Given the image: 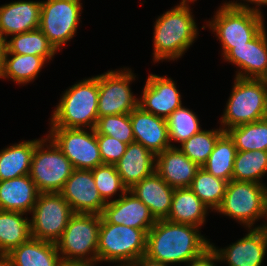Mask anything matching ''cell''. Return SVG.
<instances>
[{
	"mask_svg": "<svg viewBox=\"0 0 267 266\" xmlns=\"http://www.w3.org/2000/svg\"><path fill=\"white\" fill-rule=\"evenodd\" d=\"M199 227L157 220L147 233L146 254L163 264L188 263L210 247Z\"/></svg>",
	"mask_w": 267,
	"mask_h": 266,
	"instance_id": "cell-1",
	"label": "cell"
},
{
	"mask_svg": "<svg viewBox=\"0 0 267 266\" xmlns=\"http://www.w3.org/2000/svg\"><path fill=\"white\" fill-rule=\"evenodd\" d=\"M189 2L195 1L182 0L157 18L153 32L154 62L181 58L197 38L198 28Z\"/></svg>",
	"mask_w": 267,
	"mask_h": 266,
	"instance_id": "cell-2",
	"label": "cell"
},
{
	"mask_svg": "<svg viewBox=\"0 0 267 266\" xmlns=\"http://www.w3.org/2000/svg\"><path fill=\"white\" fill-rule=\"evenodd\" d=\"M98 75L64 91L50 119V127L94 129L98 116Z\"/></svg>",
	"mask_w": 267,
	"mask_h": 266,
	"instance_id": "cell-3",
	"label": "cell"
},
{
	"mask_svg": "<svg viewBox=\"0 0 267 266\" xmlns=\"http://www.w3.org/2000/svg\"><path fill=\"white\" fill-rule=\"evenodd\" d=\"M220 123L222 129L267 118V86L264 79L235 77Z\"/></svg>",
	"mask_w": 267,
	"mask_h": 266,
	"instance_id": "cell-4",
	"label": "cell"
},
{
	"mask_svg": "<svg viewBox=\"0 0 267 266\" xmlns=\"http://www.w3.org/2000/svg\"><path fill=\"white\" fill-rule=\"evenodd\" d=\"M100 225L101 215L74 213L56 242L62 261L96 264Z\"/></svg>",
	"mask_w": 267,
	"mask_h": 266,
	"instance_id": "cell-5",
	"label": "cell"
},
{
	"mask_svg": "<svg viewBox=\"0 0 267 266\" xmlns=\"http://www.w3.org/2000/svg\"><path fill=\"white\" fill-rule=\"evenodd\" d=\"M146 242L147 234L142 229L108 223L101 216L97 264L103 261L119 264L134 263L146 254Z\"/></svg>",
	"mask_w": 267,
	"mask_h": 266,
	"instance_id": "cell-6",
	"label": "cell"
},
{
	"mask_svg": "<svg viewBox=\"0 0 267 266\" xmlns=\"http://www.w3.org/2000/svg\"><path fill=\"white\" fill-rule=\"evenodd\" d=\"M264 16L247 10L229 7L224 3L206 26L221 42L222 55L231 48L245 45L253 40L264 28Z\"/></svg>",
	"mask_w": 267,
	"mask_h": 266,
	"instance_id": "cell-7",
	"label": "cell"
},
{
	"mask_svg": "<svg viewBox=\"0 0 267 266\" xmlns=\"http://www.w3.org/2000/svg\"><path fill=\"white\" fill-rule=\"evenodd\" d=\"M74 170L70 160L50 137L37 142L29 176L40 193L60 192Z\"/></svg>",
	"mask_w": 267,
	"mask_h": 266,
	"instance_id": "cell-8",
	"label": "cell"
},
{
	"mask_svg": "<svg viewBox=\"0 0 267 266\" xmlns=\"http://www.w3.org/2000/svg\"><path fill=\"white\" fill-rule=\"evenodd\" d=\"M266 190L264 184L231 180L227 183L223 200L215 212L253 229L255 221L265 217Z\"/></svg>",
	"mask_w": 267,
	"mask_h": 266,
	"instance_id": "cell-9",
	"label": "cell"
},
{
	"mask_svg": "<svg viewBox=\"0 0 267 266\" xmlns=\"http://www.w3.org/2000/svg\"><path fill=\"white\" fill-rule=\"evenodd\" d=\"M31 213V237L52 243H56L60 239L74 214L71 206L60 192L39 193Z\"/></svg>",
	"mask_w": 267,
	"mask_h": 266,
	"instance_id": "cell-10",
	"label": "cell"
},
{
	"mask_svg": "<svg viewBox=\"0 0 267 266\" xmlns=\"http://www.w3.org/2000/svg\"><path fill=\"white\" fill-rule=\"evenodd\" d=\"M80 0L41 1L39 29L59 51L77 32L82 12Z\"/></svg>",
	"mask_w": 267,
	"mask_h": 266,
	"instance_id": "cell-11",
	"label": "cell"
},
{
	"mask_svg": "<svg viewBox=\"0 0 267 266\" xmlns=\"http://www.w3.org/2000/svg\"><path fill=\"white\" fill-rule=\"evenodd\" d=\"M51 127L50 137L75 169L92 170L103 165L94 129Z\"/></svg>",
	"mask_w": 267,
	"mask_h": 266,
	"instance_id": "cell-12",
	"label": "cell"
},
{
	"mask_svg": "<svg viewBox=\"0 0 267 266\" xmlns=\"http://www.w3.org/2000/svg\"><path fill=\"white\" fill-rule=\"evenodd\" d=\"M136 75L129 68L98 75V116L128 114L139 106L131 92L130 82Z\"/></svg>",
	"mask_w": 267,
	"mask_h": 266,
	"instance_id": "cell-13",
	"label": "cell"
},
{
	"mask_svg": "<svg viewBox=\"0 0 267 266\" xmlns=\"http://www.w3.org/2000/svg\"><path fill=\"white\" fill-rule=\"evenodd\" d=\"M60 193L74 213L101 215L106 205L96 188L92 170L75 169Z\"/></svg>",
	"mask_w": 267,
	"mask_h": 266,
	"instance_id": "cell-14",
	"label": "cell"
},
{
	"mask_svg": "<svg viewBox=\"0 0 267 266\" xmlns=\"http://www.w3.org/2000/svg\"><path fill=\"white\" fill-rule=\"evenodd\" d=\"M243 238L229 247L218 249L213 243L210 247L218 257L219 262L226 261L228 266H263L267 252V232L261 228L248 230Z\"/></svg>",
	"mask_w": 267,
	"mask_h": 266,
	"instance_id": "cell-15",
	"label": "cell"
},
{
	"mask_svg": "<svg viewBox=\"0 0 267 266\" xmlns=\"http://www.w3.org/2000/svg\"><path fill=\"white\" fill-rule=\"evenodd\" d=\"M265 28L245 45L231 48L223 57L240 69L236 77L264 79L267 76V35Z\"/></svg>",
	"mask_w": 267,
	"mask_h": 266,
	"instance_id": "cell-16",
	"label": "cell"
},
{
	"mask_svg": "<svg viewBox=\"0 0 267 266\" xmlns=\"http://www.w3.org/2000/svg\"><path fill=\"white\" fill-rule=\"evenodd\" d=\"M142 91L139 106L155 116L166 119L182 106L181 94L175 82L166 76L149 74Z\"/></svg>",
	"mask_w": 267,
	"mask_h": 266,
	"instance_id": "cell-17",
	"label": "cell"
},
{
	"mask_svg": "<svg viewBox=\"0 0 267 266\" xmlns=\"http://www.w3.org/2000/svg\"><path fill=\"white\" fill-rule=\"evenodd\" d=\"M101 216L108 223L142 229L146 234L157 221L149 208L129 190L106 203Z\"/></svg>",
	"mask_w": 267,
	"mask_h": 266,
	"instance_id": "cell-18",
	"label": "cell"
},
{
	"mask_svg": "<svg viewBox=\"0 0 267 266\" xmlns=\"http://www.w3.org/2000/svg\"><path fill=\"white\" fill-rule=\"evenodd\" d=\"M130 120L135 142L142 144L155 156L169 147H175L170 143L165 118L155 116L138 106L130 112Z\"/></svg>",
	"mask_w": 267,
	"mask_h": 266,
	"instance_id": "cell-19",
	"label": "cell"
},
{
	"mask_svg": "<svg viewBox=\"0 0 267 266\" xmlns=\"http://www.w3.org/2000/svg\"><path fill=\"white\" fill-rule=\"evenodd\" d=\"M200 168L176 146L156 155L155 171L173 188L190 187Z\"/></svg>",
	"mask_w": 267,
	"mask_h": 266,
	"instance_id": "cell-20",
	"label": "cell"
},
{
	"mask_svg": "<svg viewBox=\"0 0 267 266\" xmlns=\"http://www.w3.org/2000/svg\"><path fill=\"white\" fill-rule=\"evenodd\" d=\"M41 1H14L0 6V33L8 36L39 28Z\"/></svg>",
	"mask_w": 267,
	"mask_h": 266,
	"instance_id": "cell-21",
	"label": "cell"
},
{
	"mask_svg": "<svg viewBox=\"0 0 267 266\" xmlns=\"http://www.w3.org/2000/svg\"><path fill=\"white\" fill-rule=\"evenodd\" d=\"M156 156L142 144L133 142L115 164L123 185L129 190L155 172Z\"/></svg>",
	"mask_w": 267,
	"mask_h": 266,
	"instance_id": "cell-22",
	"label": "cell"
},
{
	"mask_svg": "<svg viewBox=\"0 0 267 266\" xmlns=\"http://www.w3.org/2000/svg\"><path fill=\"white\" fill-rule=\"evenodd\" d=\"M174 190L156 171L129 189L149 208L156 220L168 217Z\"/></svg>",
	"mask_w": 267,
	"mask_h": 266,
	"instance_id": "cell-23",
	"label": "cell"
},
{
	"mask_svg": "<svg viewBox=\"0 0 267 266\" xmlns=\"http://www.w3.org/2000/svg\"><path fill=\"white\" fill-rule=\"evenodd\" d=\"M39 193L29 174L0 181V210L31 213Z\"/></svg>",
	"mask_w": 267,
	"mask_h": 266,
	"instance_id": "cell-24",
	"label": "cell"
},
{
	"mask_svg": "<svg viewBox=\"0 0 267 266\" xmlns=\"http://www.w3.org/2000/svg\"><path fill=\"white\" fill-rule=\"evenodd\" d=\"M12 266H61L56 243L30 238L8 254Z\"/></svg>",
	"mask_w": 267,
	"mask_h": 266,
	"instance_id": "cell-25",
	"label": "cell"
},
{
	"mask_svg": "<svg viewBox=\"0 0 267 266\" xmlns=\"http://www.w3.org/2000/svg\"><path fill=\"white\" fill-rule=\"evenodd\" d=\"M207 207L189 187L175 188L171 210L166 220L173 223L190 224L201 228L208 214Z\"/></svg>",
	"mask_w": 267,
	"mask_h": 266,
	"instance_id": "cell-26",
	"label": "cell"
},
{
	"mask_svg": "<svg viewBox=\"0 0 267 266\" xmlns=\"http://www.w3.org/2000/svg\"><path fill=\"white\" fill-rule=\"evenodd\" d=\"M39 140L15 143L0 151V181L29 174L34 149Z\"/></svg>",
	"mask_w": 267,
	"mask_h": 266,
	"instance_id": "cell-27",
	"label": "cell"
},
{
	"mask_svg": "<svg viewBox=\"0 0 267 266\" xmlns=\"http://www.w3.org/2000/svg\"><path fill=\"white\" fill-rule=\"evenodd\" d=\"M24 214L0 210V254H8L31 238L30 220Z\"/></svg>",
	"mask_w": 267,
	"mask_h": 266,
	"instance_id": "cell-28",
	"label": "cell"
},
{
	"mask_svg": "<svg viewBox=\"0 0 267 266\" xmlns=\"http://www.w3.org/2000/svg\"><path fill=\"white\" fill-rule=\"evenodd\" d=\"M237 148L224 132L216 141L207 161L201 166L206 172L227 182L232 180Z\"/></svg>",
	"mask_w": 267,
	"mask_h": 266,
	"instance_id": "cell-29",
	"label": "cell"
},
{
	"mask_svg": "<svg viewBox=\"0 0 267 266\" xmlns=\"http://www.w3.org/2000/svg\"><path fill=\"white\" fill-rule=\"evenodd\" d=\"M6 47V53L41 56L47 61L58 52L39 28L12 35Z\"/></svg>",
	"mask_w": 267,
	"mask_h": 266,
	"instance_id": "cell-30",
	"label": "cell"
},
{
	"mask_svg": "<svg viewBox=\"0 0 267 266\" xmlns=\"http://www.w3.org/2000/svg\"><path fill=\"white\" fill-rule=\"evenodd\" d=\"M47 60L41 56L5 53L4 69L0 78H10L17 84L32 82Z\"/></svg>",
	"mask_w": 267,
	"mask_h": 266,
	"instance_id": "cell-31",
	"label": "cell"
},
{
	"mask_svg": "<svg viewBox=\"0 0 267 266\" xmlns=\"http://www.w3.org/2000/svg\"><path fill=\"white\" fill-rule=\"evenodd\" d=\"M237 151H267V118L241 124L225 131Z\"/></svg>",
	"mask_w": 267,
	"mask_h": 266,
	"instance_id": "cell-32",
	"label": "cell"
},
{
	"mask_svg": "<svg viewBox=\"0 0 267 266\" xmlns=\"http://www.w3.org/2000/svg\"><path fill=\"white\" fill-rule=\"evenodd\" d=\"M267 174V151H237L232 180L262 183Z\"/></svg>",
	"mask_w": 267,
	"mask_h": 266,
	"instance_id": "cell-33",
	"label": "cell"
},
{
	"mask_svg": "<svg viewBox=\"0 0 267 266\" xmlns=\"http://www.w3.org/2000/svg\"><path fill=\"white\" fill-rule=\"evenodd\" d=\"M227 183V181L213 176L201 167L189 188L211 211H216L225 195Z\"/></svg>",
	"mask_w": 267,
	"mask_h": 266,
	"instance_id": "cell-34",
	"label": "cell"
},
{
	"mask_svg": "<svg viewBox=\"0 0 267 266\" xmlns=\"http://www.w3.org/2000/svg\"><path fill=\"white\" fill-rule=\"evenodd\" d=\"M225 131L221 128L212 130H201L188 140L180 144L179 148L191 161L200 167L207 161L213 151L217 139Z\"/></svg>",
	"mask_w": 267,
	"mask_h": 266,
	"instance_id": "cell-35",
	"label": "cell"
},
{
	"mask_svg": "<svg viewBox=\"0 0 267 266\" xmlns=\"http://www.w3.org/2000/svg\"><path fill=\"white\" fill-rule=\"evenodd\" d=\"M170 143L182 144L202 129L197 115L183 105L166 118Z\"/></svg>",
	"mask_w": 267,
	"mask_h": 266,
	"instance_id": "cell-36",
	"label": "cell"
},
{
	"mask_svg": "<svg viewBox=\"0 0 267 266\" xmlns=\"http://www.w3.org/2000/svg\"><path fill=\"white\" fill-rule=\"evenodd\" d=\"M96 134H104L130 144L135 142L130 113L99 117L94 128Z\"/></svg>",
	"mask_w": 267,
	"mask_h": 266,
	"instance_id": "cell-37",
	"label": "cell"
},
{
	"mask_svg": "<svg viewBox=\"0 0 267 266\" xmlns=\"http://www.w3.org/2000/svg\"><path fill=\"white\" fill-rule=\"evenodd\" d=\"M96 188L105 203L119 191V197L123 196L128 189L123 185L121 177L115 165L103 164L92 169ZM110 199V200H109Z\"/></svg>",
	"mask_w": 267,
	"mask_h": 266,
	"instance_id": "cell-38",
	"label": "cell"
},
{
	"mask_svg": "<svg viewBox=\"0 0 267 266\" xmlns=\"http://www.w3.org/2000/svg\"><path fill=\"white\" fill-rule=\"evenodd\" d=\"M97 143L103 164L109 165H115L120 160L128 145L104 134H97Z\"/></svg>",
	"mask_w": 267,
	"mask_h": 266,
	"instance_id": "cell-39",
	"label": "cell"
},
{
	"mask_svg": "<svg viewBox=\"0 0 267 266\" xmlns=\"http://www.w3.org/2000/svg\"><path fill=\"white\" fill-rule=\"evenodd\" d=\"M214 262H219V260L212 248L209 247L200 256L191 259L188 263H186V265L188 264L187 266H216Z\"/></svg>",
	"mask_w": 267,
	"mask_h": 266,
	"instance_id": "cell-40",
	"label": "cell"
},
{
	"mask_svg": "<svg viewBox=\"0 0 267 266\" xmlns=\"http://www.w3.org/2000/svg\"><path fill=\"white\" fill-rule=\"evenodd\" d=\"M244 2H247L244 4L241 3V2H238L237 1H229V2H225L229 7H232V8H235V9H239V10H247V11H251V12H254V13H258L260 15H263L262 12L260 11V7L262 5H267V0H243ZM249 3H253L255 4L256 7H250L249 6ZM260 6V7H259Z\"/></svg>",
	"mask_w": 267,
	"mask_h": 266,
	"instance_id": "cell-41",
	"label": "cell"
},
{
	"mask_svg": "<svg viewBox=\"0 0 267 266\" xmlns=\"http://www.w3.org/2000/svg\"><path fill=\"white\" fill-rule=\"evenodd\" d=\"M135 266H168L161 262L154 261L149 259L147 256H141L138 260L133 263Z\"/></svg>",
	"mask_w": 267,
	"mask_h": 266,
	"instance_id": "cell-42",
	"label": "cell"
},
{
	"mask_svg": "<svg viewBox=\"0 0 267 266\" xmlns=\"http://www.w3.org/2000/svg\"><path fill=\"white\" fill-rule=\"evenodd\" d=\"M7 39L0 33V76L2 75L4 69L5 53Z\"/></svg>",
	"mask_w": 267,
	"mask_h": 266,
	"instance_id": "cell-43",
	"label": "cell"
},
{
	"mask_svg": "<svg viewBox=\"0 0 267 266\" xmlns=\"http://www.w3.org/2000/svg\"><path fill=\"white\" fill-rule=\"evenodd\" d=\"M0 266H12L10 257L7 254H0Z\"/></svg>",
	"mask_w": 267,
	"mask_h": 266,
	"instance_id": "cell-44",
	"label": "cell"
},
{
	"mask_svg": "<svg viewBox=\"0 0 267 266\" xmlns=\"http://www.w3.org/2000/svg\"><path fill=\"white\" fill-rule=\"evenodd\" d=\"M264 218L267 220V190H266V196H265V217ZM255 228H261L267 232V222L265 223V225L264 224H262V226L257 225Z\"/></svg>",
	"mask_w": 267,
	"mask_h": 266,
	"instance_id": "cell-45",
	"label": "cell"
},
{
	"mask_svg": "<svg viewBox=\"0 0 267 266\" xmlns=\"http://www.w3.org/2000/svg\"><path fill=\"white\" fill-rule=\"evenodd\" d=\"M95 264H85V263H66L63 262L61 266H94Z\"/></svg>",
	"mask_w": 267,
	"mask_h": 266,
	"instance_id": "cell-46",
	"label": "cell"
},
{
	"mask_svg": "<svg viewBox=\"0 0 267 266\" xmlns=\"http://www.w3.org/2000/svg\"><path fill=\"white\" fill-rule=\"evenodd\" d=\"M117 266H135L133 263H129V264H120V265H117Z\"/></svg>",
	"mask_w": 267,
	"mask_h": 266,
	"instance_id": "cell-47",
	"label": "cell"
},
{
	"mask_svg": "<svg viewBox=\"0 0 267 266\" xmlns=\"http://www.w3.org/2000/svg\"><path fill=\"white\" fill-rule=\"evenodd\" d=\"M264 81H265L266 86H267V76L264 78Z\"/></svg>",
	"mask_w": 267,
	"mask_h": 266,
	"instance_id": "cell-48",
	"label": "cell"
}]
</instances>
